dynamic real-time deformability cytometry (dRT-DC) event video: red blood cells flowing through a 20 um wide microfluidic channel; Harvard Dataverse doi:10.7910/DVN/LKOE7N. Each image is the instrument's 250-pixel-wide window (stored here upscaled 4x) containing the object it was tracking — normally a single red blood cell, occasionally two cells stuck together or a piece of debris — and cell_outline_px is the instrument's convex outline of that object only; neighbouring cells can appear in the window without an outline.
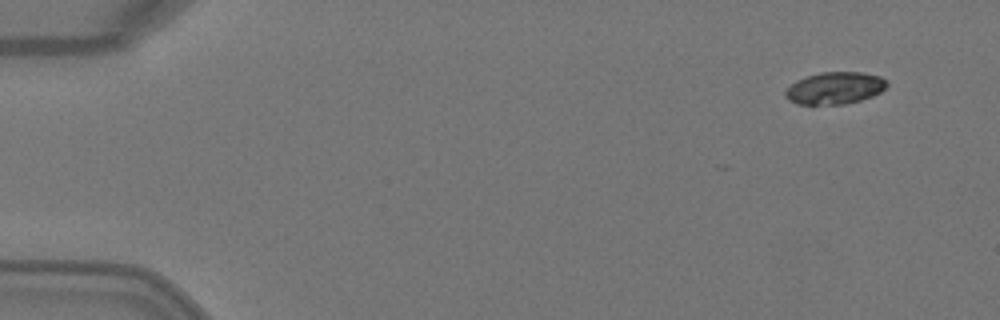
{"species": "Egyptian fruit bat (a non-hibernating species)", "species_latin": "Rousettus aegyptiacus", "temperature_condition": "warm", "stored_images_in_passage": 4, "camera_frame_rate_fps": 3000, "um_per_image_px": 0.085, "animal": {"sex": "female"}, "frame": {"image": 1, "passage_image": 1, "time_ms": 0.0, "image_size_px": [1000, 320], "cell_outline_px": [[888, 84], [880, 92], [872, 96], [860, 100], [844, 104], [796, 104], [788, 100], [784, 96], [784, 92], [796, 80], [820, 72], [864, 72], [880, 76], [888, 80]], "centroid_in_image_um": [70.97, 7.48], "position_along_channel_um": 14.0, "area_um2": 19.02}}
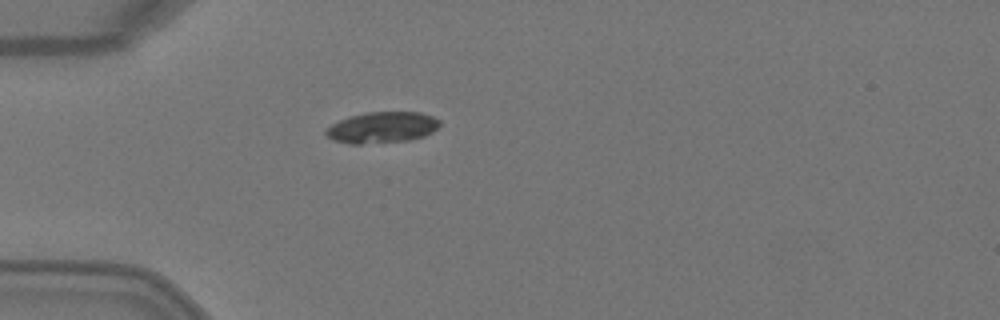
{"frame": {"image": 2, "passage_image": 4, "time_ms": 1.0, "image_size_px": [1000, 320], "cell_outline_px": [[440, 124], [432, 132], [424, 136], [408, 140], [360, 144], [348, 144], [336, 140], [328, 136], [324, 132], [332, 124], [348, 116], [368, 112], [420, 112], [432, 116], [440, 120]], "centroid_in_image_um": [32.49, 10.82], "position_along_channel_um": 52.5, "area_um2": 20.46}}